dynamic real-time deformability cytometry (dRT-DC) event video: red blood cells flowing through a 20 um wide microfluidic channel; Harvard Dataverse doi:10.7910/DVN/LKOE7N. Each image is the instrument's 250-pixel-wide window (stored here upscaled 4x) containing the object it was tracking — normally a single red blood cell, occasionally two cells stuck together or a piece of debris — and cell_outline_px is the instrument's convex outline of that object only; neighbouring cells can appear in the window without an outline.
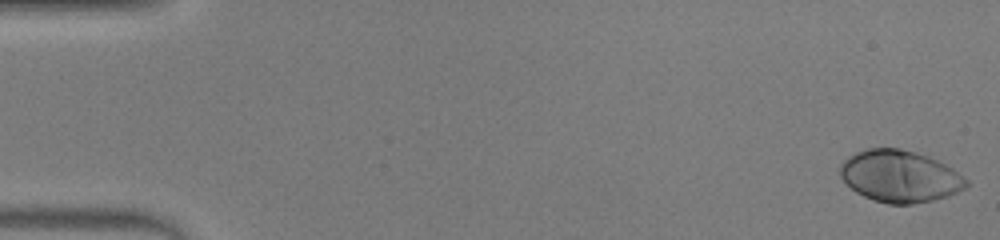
{"species": "human", "species_latin": "Homo sapiens", "temperature_condition": "warm", "stored_images_in_passage": 48, "camera_frame_rate_fps": 3000, "um_per_image_px": 0.085, "donor": {"sex": "male"}, "frame": {"image": 1, "passage_image": 1, "time_ms": 0.0, "image_size_px": [1000, 240], "cell_outline_px": [[968, 184], [964, 188], [948, 196], [932, 200], [912, 204], [888, 204], [872, 200], [856, 192], [840, 176], [840, 164], [848, 156], [856, 152], [868, 148], [900, 148], [916, 152], [928, 156], [952, 168], [968, 180]], "centroid_in_image_um": [76.47, 14.98], "position_along_channel_um": 8.5, "area_um2": 38.03}}
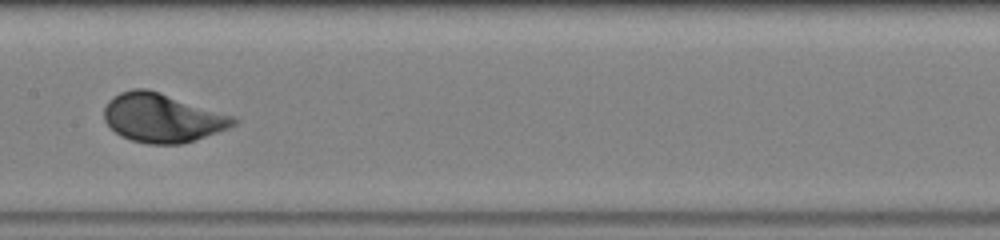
{"frame": {"image": 2, "passage_image": 25, "time_ms": 8.0, "image_size_px": [1000, 240], "cell_outline_px": [[240, 120], [236, 124], [228, 128], [180, 144], [148, 144], [132, 140], [120, 136], [104, 120], [104, 108], [108, 100], [120, 92], [132, 88], [148, 88], [236, 116]], "centroid_in_image_um": [13.8, 10.0], "position_along_channel_um": 193.6, "area_um2": 36.88}}
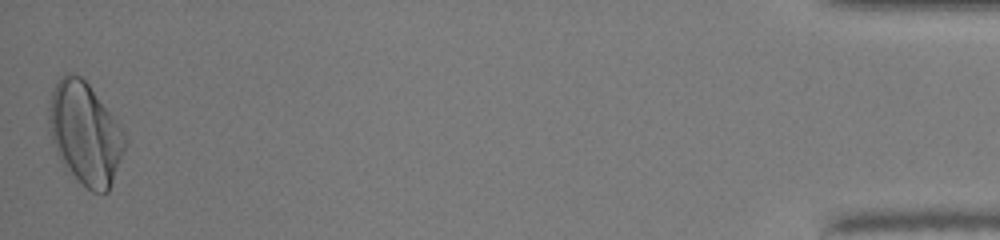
{"frame": {"image": 3, "passage_image": 48, "time_ms": 15.667, "image_size_px": [1000, 240], "cell_outline_px": [[128, 140], [124, 152], [108, 192], [92, 192], [60, 160], [56, 152], [52, 140], [48, 120], [48, 108], [52, 88], [56, 80], [60, 76], [68, 72], [72, 72], [80, 76], [88, 84], [120, 124]], "centroid_in_image_um": [7.24, 11.28], "position_along_channel_um": 428.0, "area_um2": 45.03}, "authors_computed_cell_mechanics": {"area_um2": 36.4429, "velocity_mm_per_s": 4.2562, "shape_relaxation_time_tau1_ms": 1.9144, "shape_relaxation_time_tau2_ms": null, "deformation_change_tau1": 0.1693, "deformation_change_tau2": null}}